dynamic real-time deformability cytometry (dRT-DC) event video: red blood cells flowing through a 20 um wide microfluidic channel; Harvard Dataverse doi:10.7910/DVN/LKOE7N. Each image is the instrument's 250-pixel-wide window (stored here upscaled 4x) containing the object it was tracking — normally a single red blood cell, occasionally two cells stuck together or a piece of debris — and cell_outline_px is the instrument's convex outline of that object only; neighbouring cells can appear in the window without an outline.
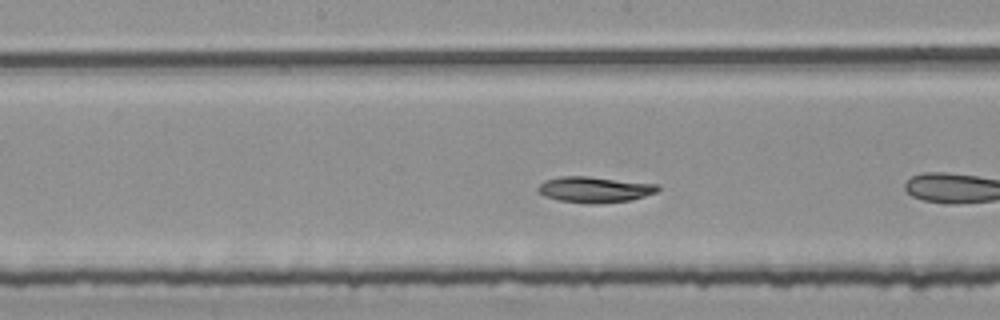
{"species": "common noctule bat (a hibernating species)", "species_latin": "Nyctalus noctula", "temperature_condition": "room temperature", "stored_images_in_passage": 15, "camera_frame_rate_fps": 3000, "um_per_image_px": 0.085, "animal": {"sex": "female", "body_mass_g": 25.1}, "frame": {"image": 1, "passage_image": 11, "time_ms": 3.333, "image_size_px": [1000, 320], "cell_outline_px": [[660, 188], [656, 192], [644, 196], [628, 200], [596, 204], [584, 204], [560, 200], [544, 196], [536, 192], [536, 188], [544, 180], [560, 176], [588, 176], [660, 184]], "centroid_in_image_um": [50.51, 16.1], "position_along_channel_um": 197.7, "area_um2": 18.26}}